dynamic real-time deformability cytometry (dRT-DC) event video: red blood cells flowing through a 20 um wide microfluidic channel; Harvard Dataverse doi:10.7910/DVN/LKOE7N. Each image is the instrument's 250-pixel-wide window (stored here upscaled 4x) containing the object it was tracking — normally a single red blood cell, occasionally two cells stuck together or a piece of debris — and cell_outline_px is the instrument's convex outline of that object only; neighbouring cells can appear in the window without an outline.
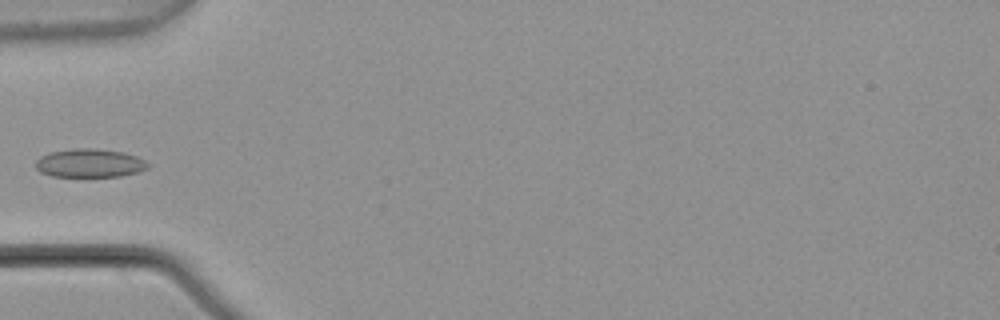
{"species": "common noctule bat (a hibernating species)", "species_latin": "Nyctalus noctula", "temperature_condition": "warm", "stored_images_in_passage": 4, "camera_frame_rate_fps": 3000, "um_per_image_px": 0.085, "animal": {"sex": "male", "body_mass_g": 21.5, "forearm_length_mm": 52.0}, "frame": {"image": 1, "passage_image": 4, "time_ms": 1.0, "image_size_px": [1000, 320], "cell_outline_px": [[148, 168], [140, 172], [120, 176], [52, 176], [40, 172], [36, 168], [36, 160], [40, 156], [52, 152], [72, 148], [92, 148], [120, 152], [136, 156], [144, 160], [148, 164]], "centroid_in_image_um": [7.61, 13.87], "position_along_channel_um": 77.4, "area_um2": 18.5}}